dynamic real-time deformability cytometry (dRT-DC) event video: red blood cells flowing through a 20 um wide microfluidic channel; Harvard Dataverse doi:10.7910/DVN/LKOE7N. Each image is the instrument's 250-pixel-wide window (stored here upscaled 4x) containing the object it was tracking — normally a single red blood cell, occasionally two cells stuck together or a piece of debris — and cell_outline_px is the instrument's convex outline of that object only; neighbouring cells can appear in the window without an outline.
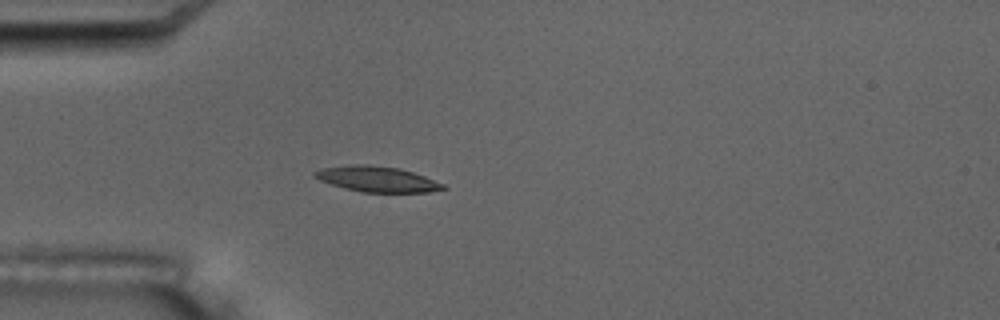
{"species": "common noctule bat (a hibernating species)", "species_latin": "Nyctalus noctula", "temperature_condition": "room temperature", "stored_images_in_passage": 2, "camera_frame_rate_fps": 3000, "um_per_image_px": 0.085, "animal": {"sex": "male", "body_mass_g": 17.5, "forearm_length_mm": 52.3}, "frame": {"image": 1, "passage_image": 2, "time_ms": 14.0, "image_size_px": [1000, 320], "cell_outline_px": [[448, 188], [428, 192], [364, 192], [344, 188], [320, 180], [312, 176], [312, 172], [320, 168], [352, 164], [368, 164], [400, 168], [424, 176], [444, 184]], "centroid_in_image_um": [32.02, 15.21], "position_along_channel_um": 53.0, "area_um2": 19.13}}